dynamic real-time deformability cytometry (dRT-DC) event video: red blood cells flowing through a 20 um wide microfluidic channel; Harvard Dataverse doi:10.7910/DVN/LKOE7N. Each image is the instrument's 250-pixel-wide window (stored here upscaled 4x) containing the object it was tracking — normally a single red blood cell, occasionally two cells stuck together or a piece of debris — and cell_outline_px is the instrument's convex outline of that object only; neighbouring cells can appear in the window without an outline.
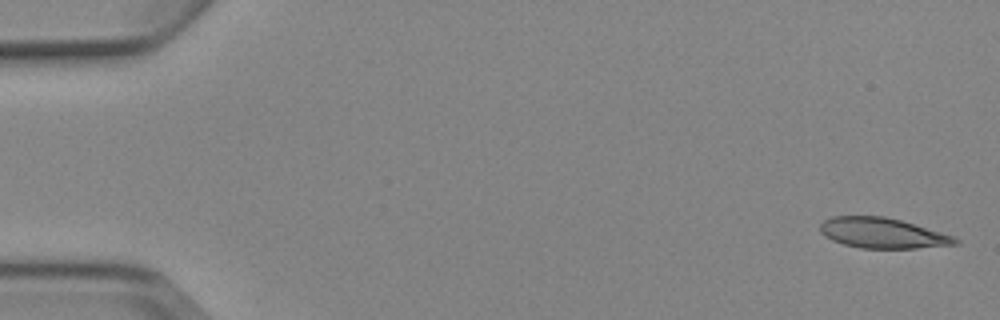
{"species": "Egyptian fruit bat (a non-hibernating species)", "species_latin": "Rousettus aegyptiacus", "temperature_condition": "cold", "stored_images_in_passage": 5, "camera_frame_rate_fps": 3000, "um_per_image_px": 0.085, "animal": {"sex": "female"}, "frame": {"image": 1, "passage_image": 1, "time_ms": 0.0, "image_size_px": [1000, 320], "cell_outline_px": [[960, 244], [916, 248], [860, 248], [844, 244], [832, 240], [824, 236], [820, 232], [820, 224], [824, 220], [832, 216], [884, 216], [900, 220], [940, 232], [952, 236], [960, 240]], "centroid_in_image_um": [74.98, 19.81], "position_along_channel_um": 10.0, "area_um2": 23.76}}